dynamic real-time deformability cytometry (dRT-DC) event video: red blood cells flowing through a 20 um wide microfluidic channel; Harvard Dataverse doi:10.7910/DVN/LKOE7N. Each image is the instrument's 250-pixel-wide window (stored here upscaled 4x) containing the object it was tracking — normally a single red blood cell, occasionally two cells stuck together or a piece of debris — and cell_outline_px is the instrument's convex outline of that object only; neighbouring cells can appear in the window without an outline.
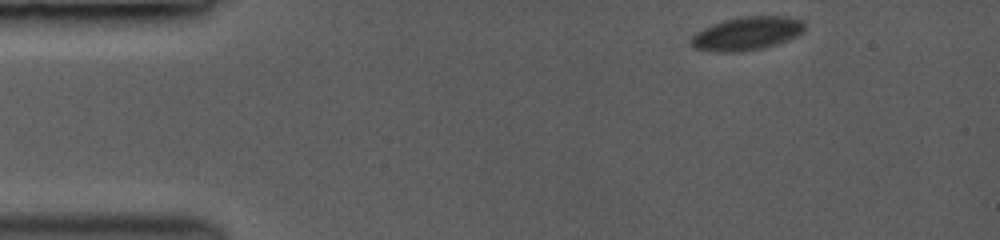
{"species": "common noctule bat (a hibernating species)", "species_latin": "Nyctalus noctula", "temperature_condition": "room temperature", "stored_images_in_passage": 54, "camera_frame_rate_fps": 3500, "um_per_image_px": 0.085, "animal": {"sex": "female", "body_mass_g": 19.0, "forearm_length_mm": 53.3}, "frame": {"image": 1, "passage_image": 1, "time_ms": 0.0, "image_size_px": [1000, 240], "cell_outline_px": [[804, 28], [800, 32], [792, 36], [772, 44], [760, 48], [724, 52], [696, 48], [692, 44], [692, 36], [696, 32], [704, 28], [728, 20], [748, 16], [776, 16], [800, 20], [804, 24]], "centroid_in_image_um": [63.44, 2.83], "position_along_channel_um": 21.6, "area_um2": 20.58}}
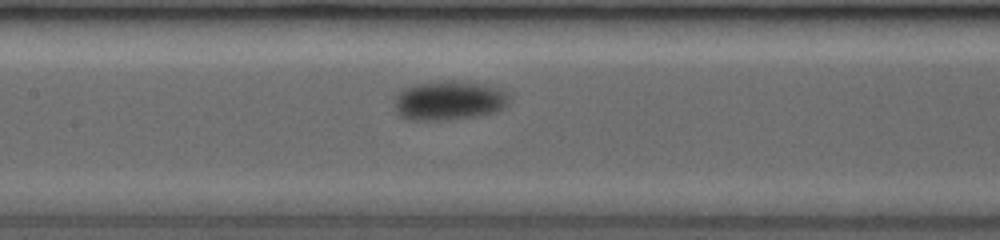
{"frame": {"image": 2, "passage_image": 23, "time_ms": 6.286, "image_size_px": [1000, 240], "cell_outline_px": [[504, 104], [500, 108], [488, 112], [472, 116], [432, 120], [416, 120], [400, 116], [396, 108], [396, 96], [404, 88], [412, 84], [440, 80], [452, 80], [484, 84], [500, 92], [504, 96]], "centroid_in_image_um": [38.0, 8.51], "position_along_channel_um": 169.4, "area_um2": 24.97}}
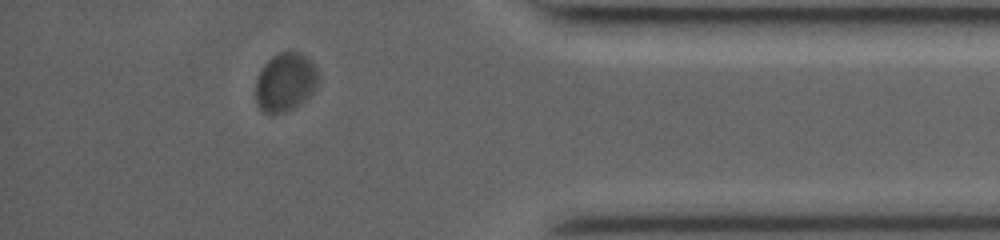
{"frame": {"image": 3, "passage_image": 47, "time_ms": 13.143, "image_size_px": [1000, 240], "cell_outline_px": [[320, 80], [316, 88], [296, 108], [284, 112], [264, 112], [256, 104], [256, 80], [264, 64], [272, 56], [280, 52], [300, 52], [320, 72]], "centroid_in_image_um": [24.27, 6.98], "position_along_channel_um": 410.9, "area_um2": 21.33}}